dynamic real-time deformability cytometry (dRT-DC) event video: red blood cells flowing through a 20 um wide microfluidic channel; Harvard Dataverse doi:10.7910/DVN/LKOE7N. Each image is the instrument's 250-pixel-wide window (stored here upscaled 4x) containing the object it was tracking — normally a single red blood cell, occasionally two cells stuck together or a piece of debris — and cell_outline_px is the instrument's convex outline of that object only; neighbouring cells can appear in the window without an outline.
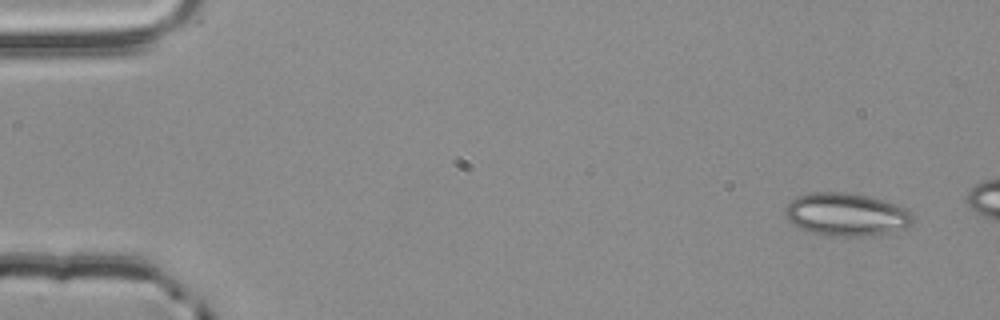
{"species": "common noctule bat (a hibernating species)", "species_latin": "Nyctalus noctula", "temperature_condition": "room temperature", "stored_images_in_passage": 3, "camera_frame_rate_fps": 3000, "um_per_image_px": 0.085, "animal": {"sex": "male", "body_mass_g": 20.4}, "frame": {"image": 1, "passage_image": 1, "time_ms": 0.0, "image_size_px": [1000, 320], "cell_outline_px": [[916, 216], [912, 224], [904, 228], [892, 232], [872, 236], [832, 236], [804, 232], [788, 220], [784, 216], [784, 208], [796, 196], [816, 192], [844, 192], [868, 196], [884, 200], [908, 208]], "centroid_in_image_um": [71.96, 18.24], "position_along_channel_um": 13.0, "area_um2": 32.6}}